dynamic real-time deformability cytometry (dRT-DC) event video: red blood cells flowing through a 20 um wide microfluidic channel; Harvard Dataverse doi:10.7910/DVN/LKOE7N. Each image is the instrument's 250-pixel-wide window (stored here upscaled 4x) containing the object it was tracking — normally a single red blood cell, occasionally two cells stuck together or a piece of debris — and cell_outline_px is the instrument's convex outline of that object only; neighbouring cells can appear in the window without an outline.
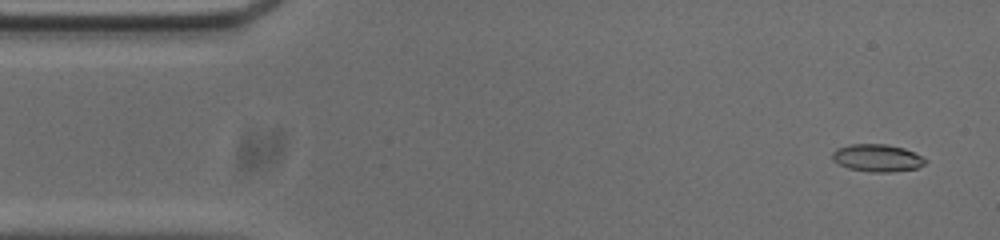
{"species": "common noctule bat (a hibernating species)", "species_latin": "Nyctalus noctula", "temperature_condition": "cold", "stored_images_in_passage": 54, "camera_frame_rate_fps": 3000, "um_per_image_px": 0.085, "animal": {"sex": "male", "body_mass_g": 20.0, "forearm_length_mm": 53.3}, "frame": {"image": 1, "passage_image": 3, "time_ms": 0.667, "image_size_px": [1000, 240], "cell_outline_px": [[928, 160], [924, 164], [916, 168], [888, 172], [872, 172], [848, 168], [832, 160], [832, 152], [836, 148], [848, 144], [884, 144], [904, 148]], "centroid_in_image_um": [74.52, 13.42], "position_along_channel_um": 10.5, "area_um2": 14.74}}
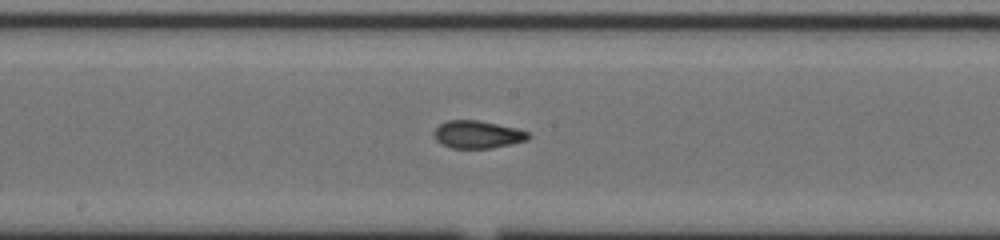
{"frame": {"image": 2, "passage_image": 27, "time_ms": 8.667, "image_size_px": [1000, 240], "cell_outline_px": [[532, 136], [528, 140], [492, 148], [452, 148], [436, 140], [432, 132], [440, 124], [448, 120], [480, 120], [516, 128], [528, 132]], "centroid_in_image_um": [40.61, 11.42], "position_along_channel_um": 207.6, "area_um2": 15.2}}
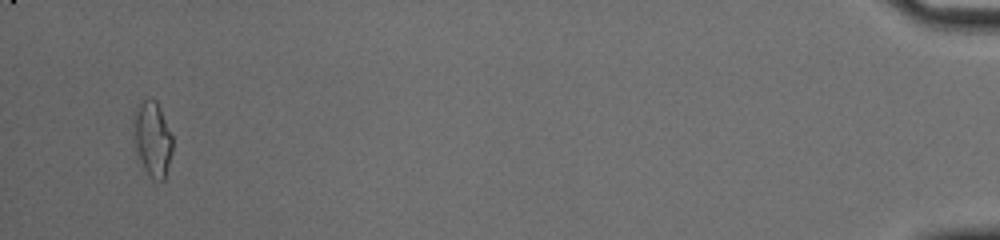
{"frame": {"image": 3, "passage_image": 52, "time_ms": 17.0, "image_size_px": [1000, 240], "cell_outline_px": [[172, 152], [164, 180], [160, 180], [152, 176], [144, 168], [136, 148], [136, 112], [140, 104], [148, 96], [156, 100], [160, 108], [172, 136]], "centroid_in_image_um": [13.02, 11.79], "position_along_channel_um": 422.2, "area_um2": 16.01}, "authors_computed_cell_mechanics": {"area_um2": 14.9413, "velocity_mm_per_s": 3.7225, "shape_relaxation_time_tau1_ms": 4.8859, "shape_relaxation_time_tau2_ms": 1.7234, "deformation_change_tau1": 0.2041, "deformation_change_tau2": 0.0835}}